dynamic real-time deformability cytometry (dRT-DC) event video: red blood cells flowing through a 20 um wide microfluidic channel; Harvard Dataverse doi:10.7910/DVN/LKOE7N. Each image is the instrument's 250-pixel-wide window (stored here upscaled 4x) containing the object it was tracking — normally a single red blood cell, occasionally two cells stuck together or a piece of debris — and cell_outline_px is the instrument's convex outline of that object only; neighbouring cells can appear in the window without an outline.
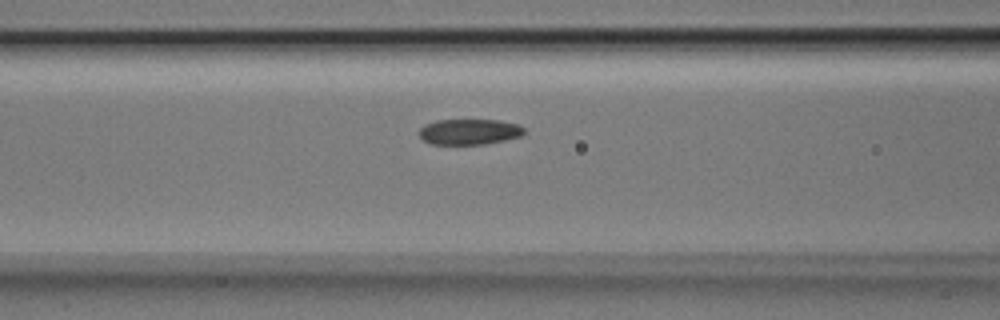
{"species": "Egyptian fruit bat (a non-hibernating species)", "species_latin": "Rousettus aegyptiacus", "temperature_condition": "room temperature", "stored_images_in_passage": 18, "camera_frame_rate_fps": 3000, "um_per_image_px": 0.085, "animal": {"sex": "male"}, "frame": {"image": 1, "passage_image": 16, "time_ms": 5.0, "image_size_px": [1000, 320], "cell_outline_px": [[524, 132], [520, 136], [504, 140], [484, 144], [432, 144], [424, 140], [420, 136], [420, 128], [424, 124], [436, 120], [500, 120], [516, 124], [524, 128]], "centroid_in_image_um": [39.87, 11.19], "position_along_channel_um": 126.7, "area_um2": 15.55}}